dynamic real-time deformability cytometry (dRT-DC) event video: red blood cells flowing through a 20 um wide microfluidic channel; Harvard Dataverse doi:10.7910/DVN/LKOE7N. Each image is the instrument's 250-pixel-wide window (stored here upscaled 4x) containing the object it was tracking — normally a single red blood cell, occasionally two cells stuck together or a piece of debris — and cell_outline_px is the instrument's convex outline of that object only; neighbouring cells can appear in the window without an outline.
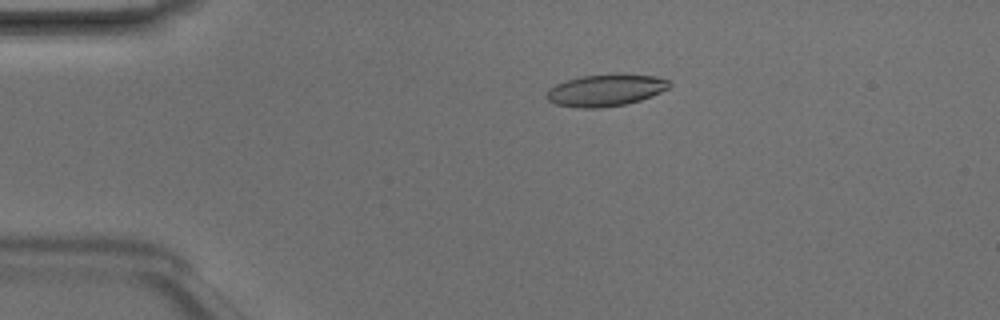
{"species": "Egyptian fruit bat (a non-hibernating species)", "species_latin": "Rousettus aegyptiacus", "temperature_condition": "room temperature", "stored_images_in_passage": 48, "camera_frame_rate_fps": 3000, "um_per_image_px": 0.085, "animal": {"sex": "male"}, "frame": {"image": 1, "passage_image": 10, "time_ms": 3.0, "image_size_px": [1000, 320], "cell_outline_px": [[672, 84], [668, 88], [652, 96], [640, 100], [624, 104], [600, 108], [576, 108], [556, 104], [548, 100], [544, 96], [548, 88], [556, 84], [580, 76], [656, 76], [668, 80]], "centroid_in_image_um": [51.42, 7.71], "position_along_channel_um": 33.6, "area_um2": 22.2}}
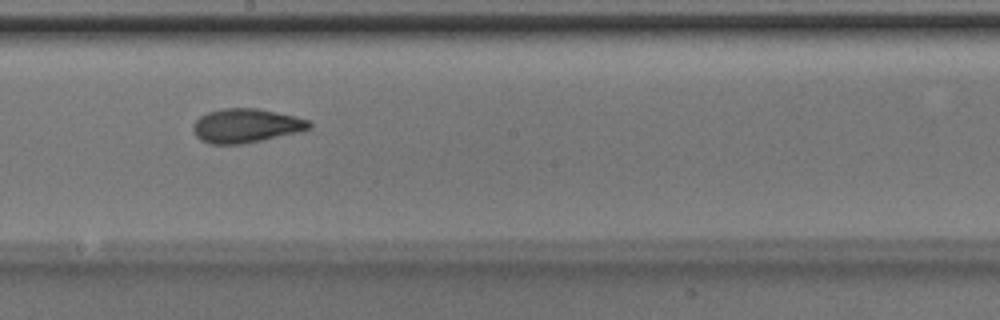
{"frame": {"image": 2, "passage_image": 27, "time_ms": 8.667, "image_size_px": [1000, 320], "cell_outline_px": [[312, 128], [296, 132], [260, 140], [240, 144], [208, 144], [200, 140], [196, 136], [192, 128], [192, 124], [200, 116], [208, 112], [224, 108], [256, 108], [296, 116], [308, 120], [312, 124]], "centroid_in_image_um": [20.87, 10.68], "position_along_channel_um": 227.3, "area_um2": 22.89}}
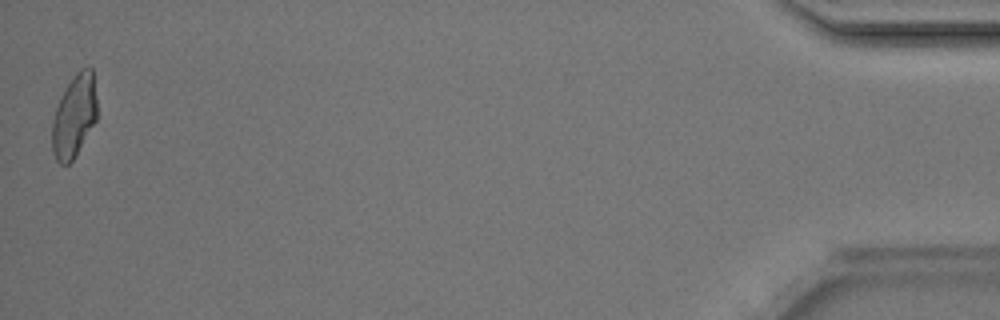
{"frame": {"image": 3, "passage_image": 48, "time_ms": 15.667, "image_size_px": [1000, 320], "cell_outline_px": [[96, 120], [72, 160], [68, 164], [60, 164], [56, 160], [52, 152], [52, 120], [60, 96], [76, 72], [80, 68], [92, 68], [96, 100]], "centroid_in_image_um": [6.28, 9.86], "position_along_channel_um": 428.9, "area_um2": 21.33}, "authors_computed_cell_mechanics": {"area_um2": 22.1663, "velocity_mm_per_s": 4.2069, "shape_relaxation_time_tau1_ms": 2.8613, "shape_relaxation_time_tau2_ms": 1.4579, "deformation_change_tau1": 0.1224, "deformation_change_tau2": 0.0693}}